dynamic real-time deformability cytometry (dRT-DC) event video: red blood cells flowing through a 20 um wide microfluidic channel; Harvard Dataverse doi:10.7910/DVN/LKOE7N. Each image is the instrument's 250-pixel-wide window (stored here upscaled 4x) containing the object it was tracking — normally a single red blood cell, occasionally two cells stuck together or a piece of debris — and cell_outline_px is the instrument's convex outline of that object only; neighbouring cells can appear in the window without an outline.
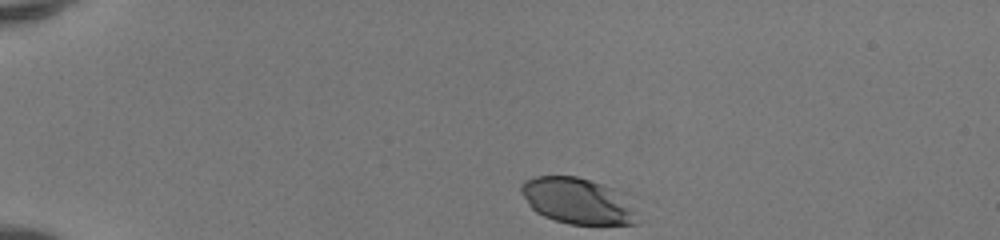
{"species": "human", "species_latin": "Homo sapiens", "temperature_condition": "room temperature", "stored_images_in_passage": 35, "camera_frame_rate_fps": 3000, "um_per_image_px": 0.085, "donor": {"sex": "female"}, "frame": {"image": 1, "passage_image": 1, "time_ms": 0.0, "image_size_px": [1000, 240], "cell_outline_px": [[644, 220], [636, 224], [568, 224], [544, 216], [536, 212], [528, 204], [520, 192], [520, 184], [524, 180], [536, 176], [576, 176], [628, 192]], "centroid_in_image_um": [49.25, 17.08], "position_along_channel_um": 35.8, "area_um2": 32.37}}
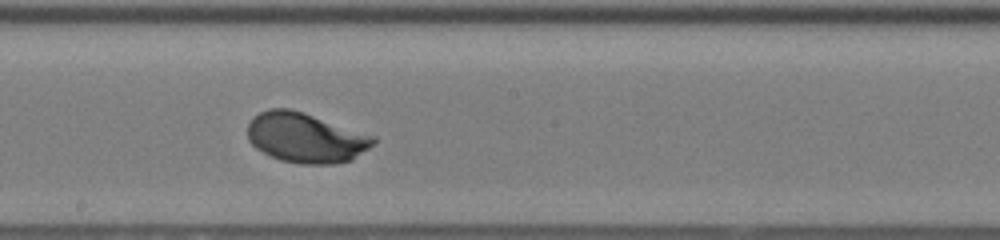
{"frame": {"image": 2, "passage_image": 20, "time_ms": 6.333, "image_size_px": [1000, 240], "cell_outline_px": [[376, 140], [368, 148], [352, 160], [332, 164], [300, 164], [280, 160], [256, 148], [248, 140], [248, 124], [252, 116], [268, 108], [288, 108], [304, 112], [376, 136]], "centroid_in_image_um": [25.97, 11.69], "position_along_channel_um": 222.2, "area_um2": 36.65}}
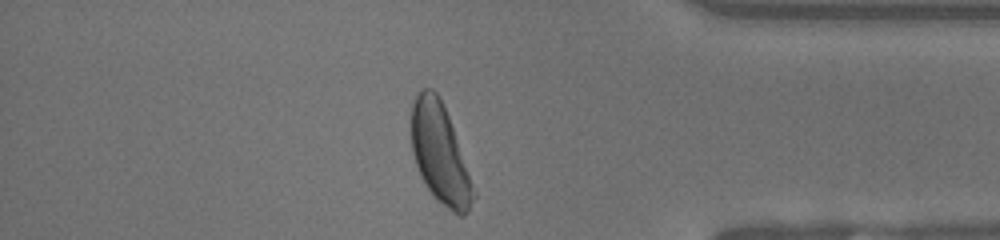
{"frame": {"image": 3, "passage_image": 34, "time_ms": 11.0, "image_size_px": [1000, 240], "cell_outline_px": [[476, 196], [468, 212], [464, 216], [460, 216], [452, 212], [436, 200], [432, 196], [416, 164], [412, 152], [412, 104], [416, 96], [424, 88], [432, 88], [436, 92], [448, 116]], "centroid_in_image_um": [37.39, 13.12], "position_along_channel_um": 397.8, "area_um2": 35.03}, "authors_computed_cell_mechanics": {"area_um2": 35.0846, "velocity_mm_per_s": 4.121, "shape_relaxation_time_tau1_ms": 2.4262, "shape_relaxation_time_tau2_ms": null, "deformation_change_tau1": 0.1628, "deformation_change_tau2": null}}